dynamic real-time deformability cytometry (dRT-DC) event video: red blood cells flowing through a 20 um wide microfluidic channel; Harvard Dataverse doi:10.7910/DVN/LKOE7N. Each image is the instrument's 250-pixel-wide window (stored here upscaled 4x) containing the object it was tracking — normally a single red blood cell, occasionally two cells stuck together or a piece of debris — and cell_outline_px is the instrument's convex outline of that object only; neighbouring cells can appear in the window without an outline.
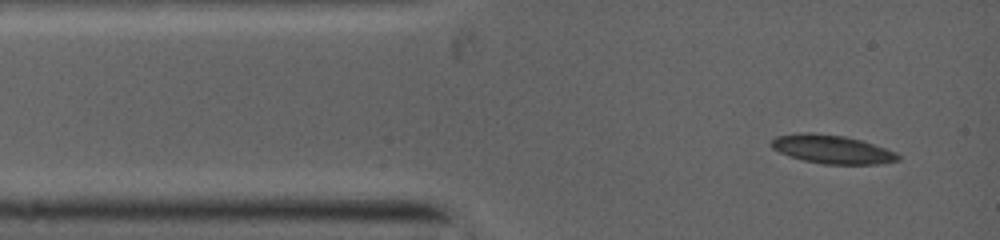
{"species": "common noctule bat (a hibernating species)", "species_latin": "Nyctalus noctula", "temperature_condition": "warm", "stored_images_in_passage": 33, "camera_frame_rate_fps": 5000, "um_per_image_px": 0.085, "animal": {"sex": "female", "body_mass_g": 19.0, "forearm_length_mm": 53.3}, "frame": {"image": 1, "passage_image": 1, "time_ms": 0.0, "image_size_px": [1000, 240], "cell_outline_px": [[900, 160], [876, 164], [824, 164], [804, 160], [780, 152], [772, 148], [772, 140], [776, 136], [844, 136], [860, 140], [884, 148], [900, 156]], "centroid_in_image_um": [70.81, 12.75], "position_along_channel_um": 14.2, "area_um2": 19.54}}
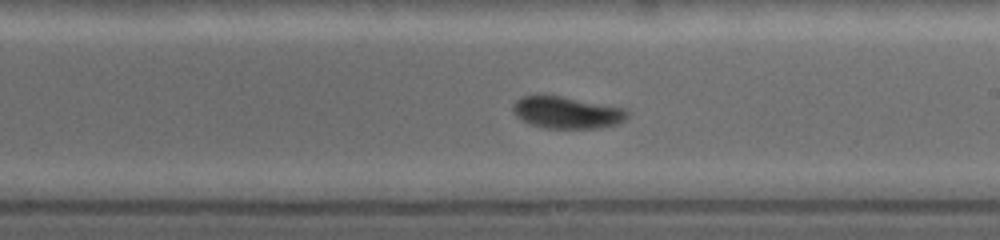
{"frame": {"image": 2, "passage_image": 19, "time_ms": 6.0, "image_size_px": [1000, 240], "cell_outline_px": [[628, 112], [624, 120], [616, 124], [600, 128], [548, 128], [532, 124], [516, 116], [512, 108], [512, 104], [516, 100], [524, 96], [560, 96], [620, 108]], "centroid_in_image_um": [48.14, 9.58], "position_along_channel_um": 240.9, "area_um2": 20.58}}
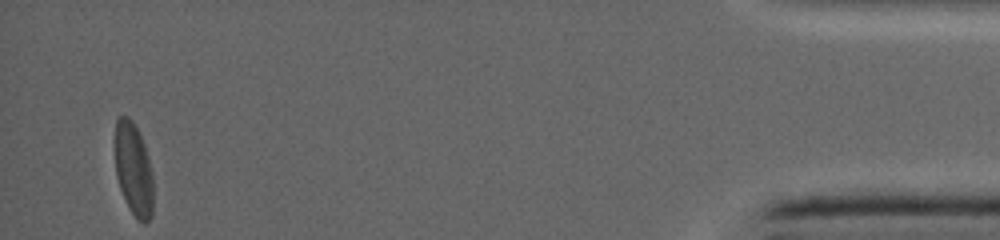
{"frame": {"image": 3, "passage_image": 33, "time_ms": 12.6, "image_size_px": [1000, 240], "cell_outline_px": [[152, 216], [144, 224], [132, 212], [120, 188], [116, 172], [116, 120], [120, 116], [128, 116], [132, 120], [144, 144], [152, 176]], "centroid_in_image_um": [11.35, 14.38], "position_along_channel_um": 423.8, "area_um2": 19.94}}